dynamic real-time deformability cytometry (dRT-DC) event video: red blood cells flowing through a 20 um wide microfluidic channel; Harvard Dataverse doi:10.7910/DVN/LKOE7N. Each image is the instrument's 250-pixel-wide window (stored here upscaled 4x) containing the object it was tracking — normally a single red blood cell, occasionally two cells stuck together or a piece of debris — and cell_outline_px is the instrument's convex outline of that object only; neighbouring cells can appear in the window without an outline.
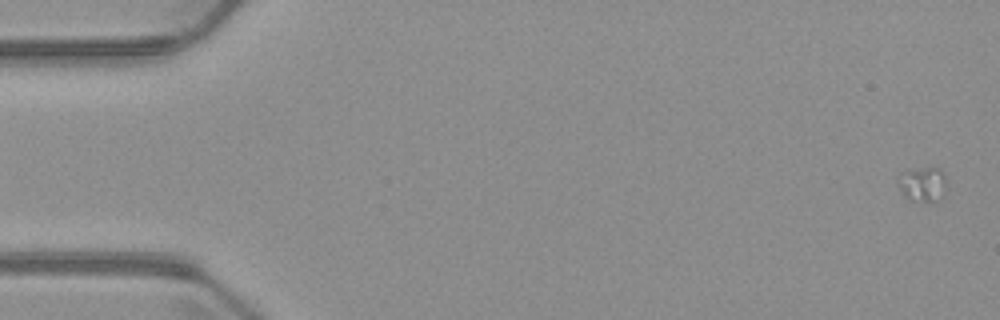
{"species": "common noctule bat (a hibernating species)", "species_latin": "Nyctalus noctula", "temperature_condition": "warm", "stored_images_in_passage": 4, "camera_frame_rate_fps": 3000, "um_per_image_px": 0.085, "animal": {"sex": "male", "body_mass_g": 23.1, "forearm_length_mm": 52.7}, "frame": {"image": 1, "passage_image": 1, "time_ms": 0.0, "image_size_px": [1000, 320], "cell_outline_px": [[944, 192], [940, 200], [928, 204], [908, 200], [904, 196], [896, 184], [908, 168], [940, 168], [944, 172]], "centroid_in_image_um": [78.41, 15.71], "position_along_channel_um": 6.6, "area_um2": 10.06}}